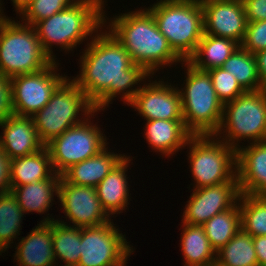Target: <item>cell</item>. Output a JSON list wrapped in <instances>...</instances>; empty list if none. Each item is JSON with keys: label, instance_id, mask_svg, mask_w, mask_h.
I'll return each mask as SVG.
<instances>
[{"label": "cell", "instance_id": "obj_11", "mask_svg": "<svg viewBox=\"0 0 266 266\" xmlns=\"http://www.w3.org/2000/svg\"><path fill=\"white\" fill-rule=\"evenodd\" d=\"M126 240L113 221L81 228V255L77 266H125L134 250Z\"/></svg>", "mask_w": 266, "mask_h": 266}, {"label": "cell", "instance_id": "obj_28", "mask_svg": "<svg viewBox=\"0 0 266 266\" xmlns=\"http://www.w3.org/2000/svg\"><path fill=\"white\" fill-rule=\"evenodd\" d=\"M52 235L56 261L60 258L64 266H77L81 255V228L57 219L52 221Z\"/></svg>", "mask_w": 266, "mask_h": 266}, {"label": "cell", "instance_id": "obj_40", "mask_svg": "<svg viewBox=\"0 0 266 266\" xmlns=\"http://www.w3.org/2000/svg\"><path fill=\"white\" fill-rule=\"evenodd\" d=\"M261 85L266 89V50L254 54Z\"/></svg>", "mask_w": 266, "mask_h": 266}, {"label": "cell", "instance_id": "obj_41", "mask_svg": "<svg viewBox=\"0 0 266 266\" xmlns=\"http://www.w3.org/2000/svg\"><path fill=\"white\" fill-rule=\"evenodd\" d=\"M11 1L13 2V5L16 9L15 10L16 13H19L20 15L32 0H11Z\"/></svg>", "mask_w": 266, "mask_h": 266}, {"label": "cell", "instance_id": "obj_3", "mask_svg": "<svg viewBox=\"0 0 266 266\" xmlns=\"http://www.w3.org/2000/svg\"><path fill=\"white\" fill-rule=\"evenodd\" d=\"M104 0H77L61 12L41 20L34 25L44 53L55 61L53 44L65 51H73L77 44L92 34L98 33L107 23ZM104 11V12H103Z\"/></svg>", "mask_w": 266, "mask_h": 266}, {"label": "cell", "instance_id": "obj_43", "mask_svg": "<svg viewBox=\"0 0 266 266\" xmlns=\"http://www.w3.org/2000/svg\"><path fill=\"white\" fill-rule=\"evenodd\" d=\"M0 6L2 7V5H1V0H0ZM0 7V17H6V16H4L5 14H2L3 12V10H2V8Z\"/></svg>", "mask_w": 266, "mask_h": 266}, {"label": "cell", "instance_id": "obj_37", "mask_svg": "<svg viewBox=\"0 0 266 266\" xmlns=\"http://www.w3.org/2000/svg\"><path fill=\"white\" fill-rule=\"evenodd\" d=\"M247 22L266 20V0H242Z\"/></svg>", "mask_w": 266, "mask_h": 266}, {"label": "cell", "instance_id": "obj_18", "mask_svg": "<svg viewBox=\"0 0 266 266\" xmlns=\"http://www.w3.org/2000/svg\"><path fill=\"white\" fill-rule=\"evenodd\" d=\"M0 147L10 160L38 152L45 147L31 117L11 115L0 122Z\"/></svg>", "mask_w": 266, "mask_h": 266}, {"label": "cell", "instance_id": "obj_2", "mask_svg": "<svg viewBox=\"0 0 266 266\" xmlns=\"http://www.w3.org/2000/svg\"><path fill=\"white\" fill-rule=\"evenodd\" d=\"M139 10L115 16L106 29L127 50L132 62L142 66L152 78L160 66L183 61L158 29L152 13L147 8Z\"/></svg>", "mask_w": 266, "mask_h": 266}, {"label": "cell", "instance_id": "obj_20", "mask_svg": "<svg viewBox=\"0 0 266 266\" xmlns=\"http://www.w3.org/2000/svg\"><path fill=\"white\" fill-rule=\"evenodd\" d=\"M107 149L108 147H105L97 155L70 166L61 177L74 185L96 187L125 157L108 152Z\"/></svg>", "mask_w": 266, "mask_h": 266}, {"label": "cell", "instance_id": "obj_36", "mask_svg": "<svg viewBox=\"0 0 266 266\" xmlns=\"http://www.w3.org/2000/svg\"><path fill=\"white\" fill-rule=\"evenodd\" d=\"M13 114L11 81L0 73V122Z\"/></svg>", "mask_w": 266, "mask_h": 266}, {"label": "cell", "instance_id": "obj_4", "mask_svg": "<svg viewBox=\"0 0 266 266\" xmlns=\"http://www.w3.org/2000/svg\"><path fill=\"white\" fill-rule=\"evenodd\" d=\"M148 10L174 53L188 61L204 34L200 0H160Z\"/></svg>", "mask_w": 266, "mask_h": 266}, {"label": "cell", "instance_id": "obj_30", "mask_svg": "<svg viewBox=\"0 0 266 266\" xmlns=\"http://www.w3.org/2000/svg\"><path fill=\"white\" fill-rule=\"evenodd\" d=\"M222 68L231 73L245 91L264 89L258 75L254 54L239 46L224 62Z\"/></svg>", "mask_w": 266, "mask_h": 266}, {"label": "cell", "instance_id": "obj_35", "mask_svg": "<svg viewBox=\"0 0 266 266\" xmlns=\"http://www.w3.org/2000/svg\"><path fill=\"white\" fill-rule=\"evenodd\" d=\"M240 46L252 54L266 50V20L248 22Z\"/></svg>", "mask_w": 266, "mask_h": 266}, {"label": "cell", "instance_id": "obj_27", "mask_svg": "<svg viewBox=\"0 0 266 266\" xmlns=\"http://www.w3.org/2000/svg\"><path fill=\"white\" fill-rule=\"evenodd\" d=\"M202 226L211 247L217 252L241 229L239 202L230 209L214 215Z\"/></svg>", "mask_w": 266, "mask_h": 266}, {"label": "cell", "instance_id": "obj_16", "mask_svg": "<svg viewBox=\"0 0 266 266\" xmlns=\"http://www.w3.org/2000/svg\"><path fill=\"white\" fill-rule=\"evenodd\" d=\"M204 34L228 38L241 45L247 29L242 0H200Z\"/></svg>", "mask_w": 266, "mask_h": 266}, {"label": "cell", "instance_id": "obj_8", "mask_svg": "<svg viewBox=\"0 0 266 266\" xmlns=\"http://www.w3.org/2000/svg\"><path fill=\"white\" fill-rule=\"evenodd\" d=\"M80 111L88 116L94 108L85 93L68 78L57 88L48 103L31 117L44 145L81 123L83 120L78 116Z\"/></svg>", "mask_w": 266, "mask_h": 266}, {"label": "cell", "instance_id": "obj_42", "mask_svg": "<svg viewBox=\"0 0 266 266\" xmlns=\"http://www.w3.org/2000/svg\"><path fill=\"white\" fill-rule=\"evenodd\" d=\"M209 266H223L221 264H219L218 262L214 261L212 264H210Z\"/></svg>", "mask_w": 266, "mask_h": 266}, {"label": "cell", "instance_id": "obj_15", "mask_svg": "<svg viewBox=\"0 0 266 266\" xmlns=\"http://www.w3.org/2000/svg\"><path fill=\"white\" fill-rule=\"evenodd\" d=\"M148 82L140 87L128 106L135 108L146 121L183 120L179 87L162 80Z\"/></svg>", "mask_w": 266, "mask_h": 266}, {"label": "cell", "instance_id": "obj_7", "mask_svg": "<svg viewBox=\"0 0 266 266\" xmlns=\"http://www.w3.org/2000/svg\"><path fill=\"white\" fill-rule=\"evenodd\" d=\"M214 136L223 137L222 141L236 150L243 139L266 141V89L246 91L223 104L221 125Z\"/></svg>", "mask_w": 266, "mask_h": 266}, {"label": "cell", "instance_id": "obj_26", "mask_svg": "<svg viewBox=\"0 0 266 266\" xmlns=\"http://www.w3.org/2000/svg\"><path fill=\"white\" fill-rule=\"evenodd\" d=\"M180 247L184 266H209L216 261V251L211 247L202 225L182 224Z\"/></svg>", "mask_w": 266, "mask_h": 266}, {"label": "cell", "instance_id": "obj_17", "mask_svg": "<svg viewBox=\"0 0 266 266\" xmlns=\"http://www.w3.org/2000/svg\"><path fill=\"white\" fill-rule=\"evenodd\" d=\"M243 147L236 150V170L240 192L266 197V141L250 143Z\"/></svg>", "mask_w": 266, "mask_h": 266}, {"label": "cell", "instance_id": "obj_25", "mask_svg": "<svg viewBox=\"0 0 266 266\" xmlns=\"http://www.w3.org/2000/svg\"><path fill=\"white\" fill-rule=\"evenodd\" d=\"M239 46L234 40L203 34L196 52L188 61L201 70L220 68Z\"/></svg>", "mask_w": 266, "mask_h": 266}, {"label": "cell", "instance_id": "obj_32", "mask_svg": "<svg viewBox=\"0 0 266 266\" xmlns=\"http://www.w3.org/2000/svg\"><path fill=\"white\" fill-rule=\"evenodd\" d=\"M241 229L252 237L266 236V197L241 194Z\"/></svg>", "mask_w": 266, "mask_h": 266}, {"label": "cell", "instance_id": "obj_22", "mask_svg": "<svg viewBox=\"0 0 266 266\" xmlns=\"http://www.w3.org/2000/svg\"><path fill=\"white\" fill-rule=\"evenodd\" d=\"M130 157L125 156L109 174L96 186L97 197L103 209L111 217L120 214L125 207H128L129 190L126 179Z\"/></svg>", "mask_w": 266, "mask_h": 266}, {"label": "cell", "instance_id": "obj_1", "mask_svg": "<svg viewBox=\"0 0 266 266\" xmlns=\"http://www.w3.org/2000/svg\"><path fill=\"white\" fill-rule=\"evenodd\" d=\"M99 31L92 35L94 38L91 37L82 52L81 73L73 79L98 111L108 107L121 93L123 102L128 104L140 90V86L132 87L150 78L142 66L132 62L127 50L110 31Z\"/></svg>", "mask_w": 266, "mask_h": 266}, {"label": "cell", "instance_id": "obj_12", "mask_svg": "<svg viewBox=\"0 0 266 266\" xmlns=\"http://www.w3.org/2000/svg\"><path fill=\"white\" fill-rule=\"evenodd\" d=\"M57 65L56 61H52L40 71L10 78L15 115L32 117L48 103L57 88L68 78L57 74Z\"/></svg>", "mask_w": 266, "mask_h": 266}, {"label": "cell", "instance_id": "obj_21", "mask_svg": "<svg viewBox=\"0 0 266 266\" xmlns=\"http://www.w3.org/2000/svg\"><path fill=\"white\" fill-rule=\"evenodd\" d=\"M145 128L144 133L148 144L155 152L169 157L186 147L192 136L183 120H150L146 121Z\"/></svg>", "mask_w": 266, "mask_h": 266}, {"label": "cell", "instance_id": "obj_6", "mask_svg": "<svg viewBox=\"0 0 266 266\" xmlns=\"http://www.w3.org/2000/svg\"><path fill=\"white\" fill-rule=\"evenodd\" d=\"M52 60L44 53L34 26L0 17V73L8 78L34 73Z\"/></svg>", "mask_w": 266, "mask_h": 266}, {"label": "cell", "instance_id": "obj_33", "mask_svg": "<svg viewBox=\"0 0 266 266\" xmlns=\"http://www.w3.org/2000/svg\"><path fill=\"white\" fill-rule=\"evenodd\" d=\"M77 0H32L25 10L19 15L21 22L34 26L37 22L61 12Z\"/></svg>", "mask_w": 266, "mask_h": 266}, {"label": "cell", "instance_id": "obj_5", "mask_svg": "<svg viewBox=\"0 0 266 266\" xmlns=\"http://www.w3.org/2000/svg\"><path fill=\"white\" fill-rule=\"evenodd\" d=\"M183 62L187 66L186 83L178 90L185 127L192 135H215L221 125L223 103L216 95L209 72L197 69L189 61Z\"/></svg>", "mask_w": 266, "mask_h": 266}, {"label": "cell", "instance_id": "obj_24", "mask_svg": "<svg viewBox=\"0 0 266 266\" xmlns=\"http://www.w3.org/2000/svg\"><path fill=\"white\" fill-rule=\"evenodd\" d=\"M55 173L50 153L45 146L36 153L15 158L10 164V185L22 186L46 180Z\"/></svg>", "mask_w": 266, "mask_h": 266}, {"label": "cell", "instance_id": "obj_31", "mask_svg": "<svg viewBox=\"0 0 266 266\" xmlns=\"http://www.w3.org/2000/svg\"><path fill=\"white\" fill-rule=\"evenodd\" d=\"M23 215L24 212L11 191L0 194V255L20 235Z\"/></svg>", "mask_w": 266, "mask_h": 266}, {"label": "cell", "instance_id": "obj_14", "mask_svg": "<svg viewBox=\"0 0 266 266\" xmlns=\"http://www.w3.org/2000/svg\"><path fill=\"white\" fill-rule=\"evenodd\" d=\"M240 195L238 180L193 189L181 221L185 224L203 225L214 215L233 207Z\"/></svg>", "mask_w": 266, "mask_h": 266}, {"label": "cell", "instance_id": "obj_23", "mask_svg": "<svg viewBox=\"0 0 266 266\" xmlns=\"http://www.w3.org/2000/svg\"><path fill=\"white\" fill-rule=\"evenodd\" d=\"M60 177V174L53 173L46 180L22 186H11V192L25 214L29 212L43 214L52 206L54 195L58 196Z\"/></svg>", "mask_w": 266, "mask_h": 266}, {"label": "cell", "instance_id": "obj_10", "mask_svg": "<svg viewBox=\"0 0 266 266\" xmlns=\"http://www.w3.org/2000/svg\"><path fill=\"white\" fill-rule=\"evenodd\" d=\"M94 110L84 120L53 138L47 147L55 173L62 174L70 166L97 155L107 146L106 136L91 123ZM90 120V121H88ZM104 135V136H103Z\"/></svg>", "mask_w": 266, "mask_h": 266}, {"label": "cell", "instance_id": "obj_34", "mask_svg": "<svg viewBox=\"0 0 266 266\" xmlns=\"http://www.w3.org/2000/svg\"><path fill=\"white\" fill-rule=\"evenodd\" d=\"M208 72L216 95L223 104L234 100L246 92L237 82V79L222 67L213 68Z\"/></svg>", "mask_w": 266, "mask_h": 266}, {"label": "cell", "instance_id": "obj_29", "mask_svg": "<svg viewBox=\"0 0 266 266\" xmlns=\"http://www.w3.org/2000/svg\"><path fill=\"white\" fill-rule=\"evenodd\" d=\"M216 262L223 266H258L253 237L240 229L216 252Z\"/></svg>", "mask_w": 266, "mask_h": 266}, {"label": "cell", "instance_id": "obj_39", "mask_svg": "<svg viewBox=\"0 0 266 266\" xmlns=\"http://www.w3.org/2000/svg\"><path fill=\"white\" fill-rule=\"evenodd\" d=\"M258 266H266V236L253 237Z\"/></svg>", "mask_w": 266, "mask_h": 266}, {"label": "cell", "instance_id": "obj_13", "mask_svg": "<svg viewBox=\"0 0 266 266\" xmlns=\"http://www.w3.org/2000/svg\"><path fill=\"white\" fill-rule=\"evenodd\" d=\"M63 213L79 228L94 227L111 221L97 197L96 187L78 186L60 177L57 196Z\"/></svg>", "mask_w": 266, "mask_h": 266}, {"label": "cell", "instance_id": "obj_9", "mask_svg": "<svg viewBox=\"0 0 266 266\" xmlns=\"http://www.w3.org/2000/svg\"><path fill=\"white\" fill-rule=\"evenodd\" d=\"M186 146L190 150L187 157L194 177V189L237 180L236 149L221 138L192 135Z\"/></svg>", "mask_w": 266, "mask_h": 266}, {"label": "cell", "instance_id": "obj_19", "mask_svg": "<svg viewBox=\"0 0 266 266\" xmlns=\"http://www.w3.org/2000/svg\"><path fill=\"white\" fill-rule=\"evenodd\" d=\"M52 221L54 218L47 216L17 243L14 260H17L19 266H56Z\"/></svg>", "mask_w": 266, "mask_h": 266}, {"label": "cell", "instance_id": "obj_38", "mask_svg": "<svg viewBox=\"0 0 266 266\" xmlns=\"http://www.w3.org/2000/svg\"><path fill=\"white\" fill-rule=\"evenodd\" d=\"M10 164V158L0 147V194L11 191Z\"/></svg>", "mask_w": 266, "mask_h": 266}]
</instances>
